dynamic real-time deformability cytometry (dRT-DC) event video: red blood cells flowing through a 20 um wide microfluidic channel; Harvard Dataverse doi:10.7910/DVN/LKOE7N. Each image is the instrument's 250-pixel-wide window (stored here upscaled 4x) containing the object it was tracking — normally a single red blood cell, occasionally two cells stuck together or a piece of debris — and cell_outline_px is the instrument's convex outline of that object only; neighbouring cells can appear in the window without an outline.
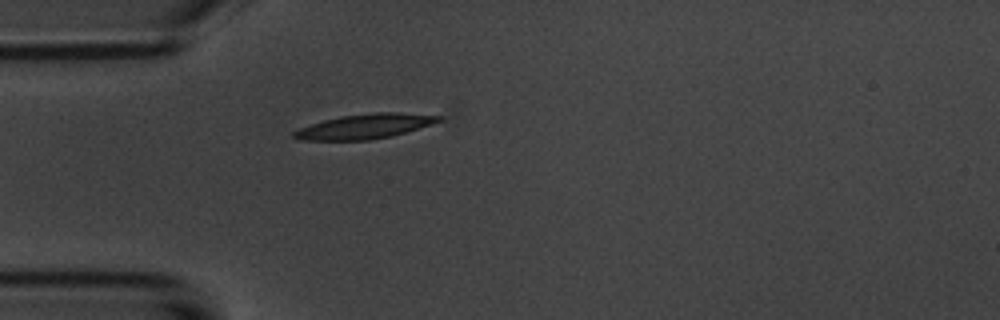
{"species": "common noctule bat (a hibernating species)", "species_latin": "Nyctalus noctula", "temperature_condition": "room temperature", "stored_images_in_passage": 1, "camera_frame_rate_fps": 3000, "um_per_image_px": 0.085, "animal": {"sex": "male", "body_mass_g": 20.1, "forearm_length_mm": 53.5}, "frame": {"image": 1, "passage_image": 1, "time_ms": 0.0, "image_size_px": [1000, 320], "cell_outline_px": [[440, 120], [432, 124], [392, 136], [368, 140], [300, 140], [292, 136], [292, 132], [300, 128], [324, 120], [340, 116], [372, 112], [396, 112], [440, 116]], "centroid_in_image_um": [30.97, 10.74], "position_along_channel_um": 54.0, "area_um2": 20.63}}